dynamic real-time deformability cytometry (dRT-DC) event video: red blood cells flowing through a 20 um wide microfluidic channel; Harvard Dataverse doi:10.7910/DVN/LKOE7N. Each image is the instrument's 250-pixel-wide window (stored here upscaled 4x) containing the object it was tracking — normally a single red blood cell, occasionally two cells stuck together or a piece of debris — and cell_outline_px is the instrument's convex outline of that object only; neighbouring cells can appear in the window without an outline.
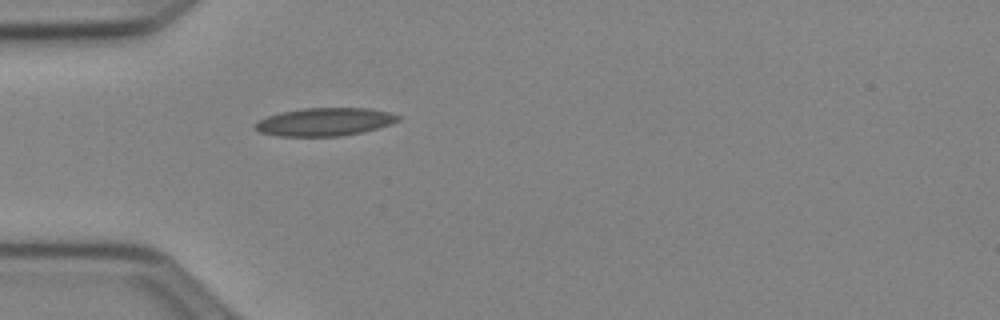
{"species": "Egyptian fruit bat (a non-hibernating species)", "species_latin": "Rousettus aegyptiacus", "temperature_condition": "cold", "stored_images_in_passage": 33, "camera_frame_rate_fps": 3000, "um_per_image_px": 0.085, "animal": {"sex": "female"}, "frame": {"image": 1, "passage_image": 1, "time_ms": 0.0, "image_size_px": [1000, 320], "cell_outline_px": [[400, 120], [376, 128], [360, 132], [340, 136], [280, 136], [260, 132], [252, 124], [268, 116], [280, 112], [304, 108], [368, 108], [388, 112], [400, 116]], "centroid_in_image_um": [27.57, 10.35], "position_along_channel_um": 57.4, "area_um2": 23.06}}
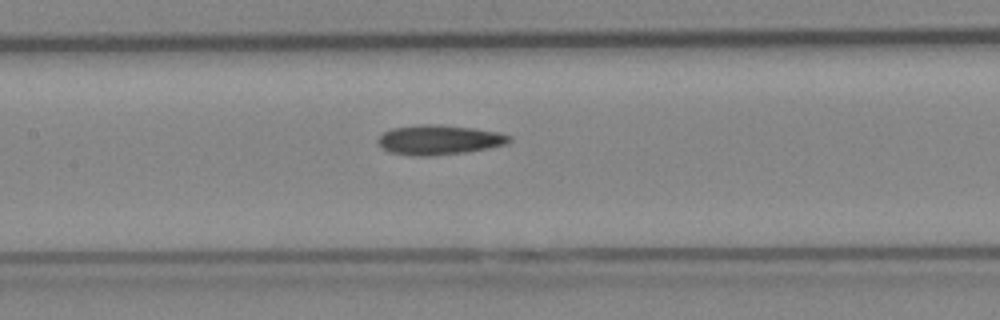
{"frame": {"image": 2, "passage_image": 10, "time_ms": 3.0, "image_size_px": [1000, 320], "cell_outline_px": [[512, 140], [504, 144], [464, 152], [432, 156], [416, 156], [392, 152], [384, 148], [376, 140], [384, 132], [392, 128], [420, 124], [436, 124], [472, 128], [496, 132], [512, 136]], "centroid_in_image_um": [37.3, 11.88], "position_along_channel_um": 170.1, "area_um2": 22.31}}
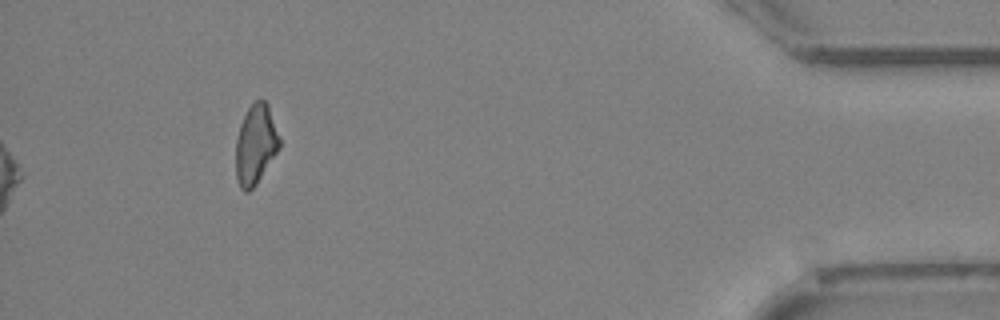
{"frame": {"image": 3, "passage_image": 33, "time_ms": 10.667, "image_size_px": [1000, 320], "cell_outline_px": [[280, 148], [256, 184], [248, 192], [244, 192], [240, 188], [236, 176], [236, 140], [240, 124], [248, 108], [256, 100], [264, 100], [268, 104], [280, 140]], "centroid_in_image_um": [21.72, 12.3], "position_along_channel_um": 413.5, "area_um2": 20.11}, "authors_computed_cell_mechanics": {"area_um2": 21.4438, "velocity_mm_per_s": 3.9423, "shape_relaxation_time_tau1_ms": 9.9356, "shape_relaxation_time_tau2_ms": 7.6637, "deformation_change_tau1": 0.1824, "deformation_change_tau2": 0.1987}}